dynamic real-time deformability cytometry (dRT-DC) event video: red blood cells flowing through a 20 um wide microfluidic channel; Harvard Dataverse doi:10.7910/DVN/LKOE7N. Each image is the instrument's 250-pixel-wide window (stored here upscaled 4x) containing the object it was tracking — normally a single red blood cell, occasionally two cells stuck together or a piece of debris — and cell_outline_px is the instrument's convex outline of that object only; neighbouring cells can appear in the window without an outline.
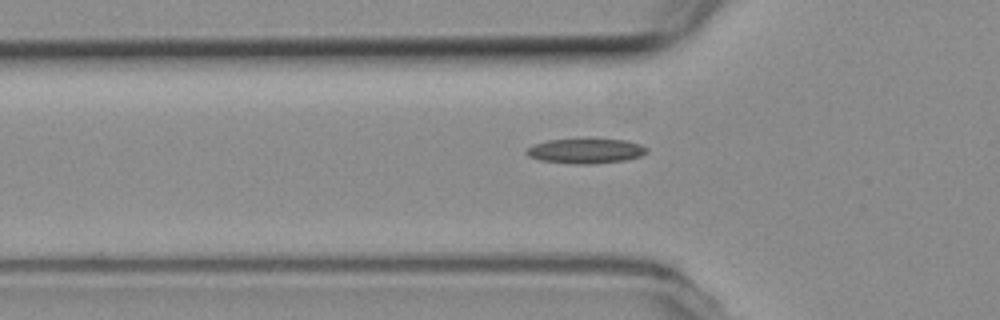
{"species": "common noctule bat (a hibernating species)", "species_latin": "Nyctalus noctula", "temperature_condition": "room temperature", "stored_images_in_passage": 36, "camera_frame_rate_fps": 3000, "um_per_image_px": 0.085, "animal": {"sex": "female", "body_mass_g": 19.3, "forearm_length_mm": 54.1}, "frame": {"image": 1, "passage_image": 3, "time_ms": 0.667, "image_size_px": [1000, 320], "cell_outline_px": [[648, 152], [640, 156], [624, 160], [592, 164], [572, 164], [540, 160], [528, 156], [524, 152], [528, 148], [536, 144], [548, 140], [624, 140], [640, 144], [648, 148]], "centroid_in_image_um": [49.79, 12.85], "position_along_channel_um": 76.0, "area_um2": 17.11}}
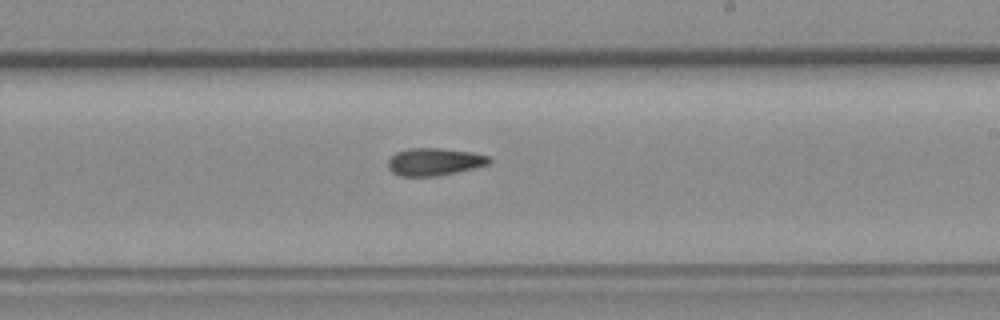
{"frame": {"image": 2, "passage_image": 17, "time_ms": 5.333, "image_size_px": [1000, 320], "cell_outline_px": [[492, 160], [488, 164], [472, 168], [436, 176], [400, 176], [392, 172], [388, 168], [388, 160], [396, 152], [408, 148], [440, 148], [472, 152], [488, 156]], "centroid_in_image_um": [36.89, 13.74], "position_along_channel_um": 252.1, "area_um2": 16.07}}
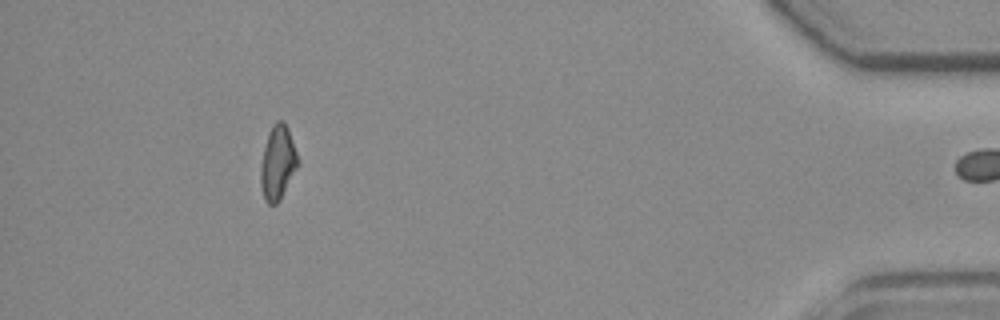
{"frame": {"image": 3, "passage_image": 35, "time_ms": 11.333, "image_size_px": [1000, 320], "cell_outline_px": [[300, 164], [280, 200], [276, 204], [268, 204], [264, 200], [260, 184], [260, 164], [268, 132], [272, 124], [276, 120], [284, 120], [288, 128], [300, 160]], "centroid_in_image_um": [23.62, 13.82], "position_along_channel_um": 411.6, "area_um2": 16.53}}